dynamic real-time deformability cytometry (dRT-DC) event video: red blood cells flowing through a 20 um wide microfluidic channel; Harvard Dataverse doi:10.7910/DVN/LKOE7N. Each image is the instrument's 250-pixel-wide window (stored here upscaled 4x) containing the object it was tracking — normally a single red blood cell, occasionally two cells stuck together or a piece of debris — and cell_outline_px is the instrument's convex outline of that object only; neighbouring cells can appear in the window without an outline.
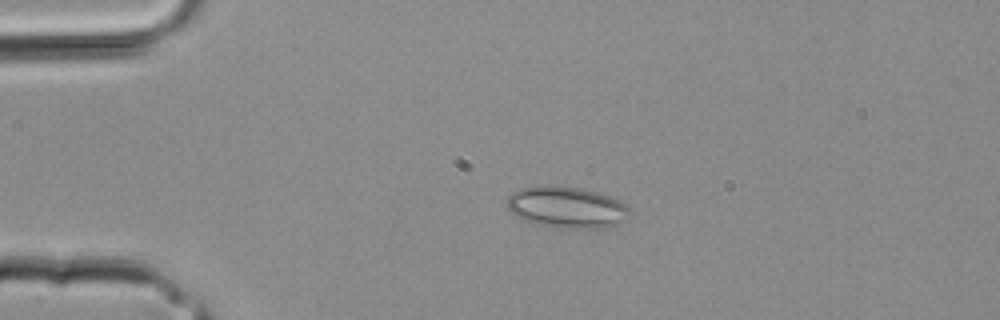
{"species": "common noctule bat (a hibernating species)", "species_latin": "Nyctalus noctula", "temperature_condition": "room temperature", "stored_images_in_passage": 2, "camera_frame_rate_fps": 3000, "um_per_image_px": 0.085, "animal": {"sex": "male", "body_mass_g": 20.4}, "frame": {"image": 1, "passage_image": 1, "time_ms": 0.0, "image_size_px": [1000, 320], "cell_outline_px": [[632, 212], [616, 224], [608, 228], [560, 228], [540, 224], [524, 220], [516, 216], [508, 208], [508, 196], [512, 192], [520, 188], [548, 184], [556, 184], [584, 188], [608, 196], [632, 208]], "centroid_in_image_um": [48.16, 17.59], "position_along_channel_um": 36.8, "area_um2": 29.71}}